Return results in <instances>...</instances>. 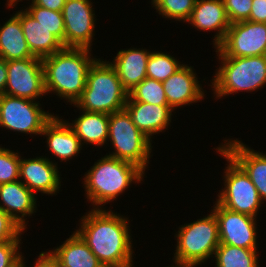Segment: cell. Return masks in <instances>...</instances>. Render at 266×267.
Here are the masks:
<instances>
[{"label": "cell", "instance_id": "obj_16", "mask_svg": "<svg viewBox=\"0 0 266 267\" xmlns=\"http://www.w3.org/2000/svg\"><path fill=\"white\" fill-rule=\"evenodd\" d=\"M223 142L218 146L245 171L266 203V152L256 151L238 138L224 139Z\"/></svg>", "mask_w": 266, "mask_h": 267}, {"label": "cell", "instance_id": "obj_25", "mask_svg": "<svg viewBox=\"0 0 266 267\" xmlns=\"http://www.w3.org/2000/svg\"><path fill=\"white\" fill-rule=\"evenodd\" d=\"M72 233L62 244L49 250L59 267H104L83 239L75 231Z\"/></svg>", "mask_w": 266, "mask_h": 267}, {"label": "cell", "instance_id": "obj_11", "mask_svg": "<svg viewBox=\"0 0 266 267\" xmlns=\"http://www.w3.org/2000/svg\"><path fill=\"white\" fill-rule=\"evenodd\" d=\"M4 94L33 101L45 97L47 94L42 58L7 61V84Z\"/></svg>", "mask_w": 266, "mask_h": 267}, {"label": "cell", "instance_id": "obj_33", "mask_svg": "<svg viewBox=\"0 0 266 267\" xmlns=\"http://www.w3.org/2000/svg\"><path fill=\"white\" fill-rule=\"evenodd\" d=\"M253 0H223L230 23L247 21Z\"/></svg>", "mask_w": 266, "mask_h": 267}, {"label": "cell", "instance_id": "obj_24", "mask_svg": "<svg viewBox=\"0 0 266 267\" xmlns=\"http://www.w3.org/2000/svg\"><path fill=\"white\" fill-rule=\"evenodd\" d=\"M13 14L2 25L0 23V57L5 61L36 57L31 53L25 40L20 10L14 11Z\"/></svg>", "mask_w": 266, "mask_h": 267}, {"label": "cell", "instance_id": "obj_19", "mask_svg": "<svg viewBox=\"0 0 266 267\" xmlns=\"http://www.w3.org/2000/svg\"><path fill=\"white\" fill-rule=\"evenodd\" d=\"M186 23L200 32L214 31V48L223 41L231 25L223 0H196L191 17Z\"/></svg>", "mask_w": 266, "mask_h": 267}, {"label": "cell", "instance_id": "obj_34", "mask_svg": "<svg viewBox=\"0 0 266 267\" xmlns=\"http://www.w3.org/2000/svg\"><path fill=\"white\" fill-rule=\"evenodd\" d=\"M25 232L8 214L0 209V242L22 241L21 235Z\"/></svg>", "mask_w": 266, "mask_h": 267}, {"label": "cell", "instance_id": "obj_32", "mask_svg": "<svg viewBox=\"0 0 266 267\" xmlns=\"http://www.w3.org/2000/svg\"><path fill=\"white\" fill-rule=\"evenodd\" d=\"M22 243L23 241L0 242V267H20Z\"/></svg>", "mask_w": 266, "mask_h": 267}, {"label": "cell", "instance_id": "obj_37", "mask_svg": "<svg viewBox=\"0 0 266 267\" xmlns=\"http://www.w3.org/2000/svg\"><path fill=\"white\" fill-rule=\"evenodd\" d=\"M252 22L266 23V0H253L248 19Z\"/></svg>", "mask_w": 266, "mask_h": 267}, {"label": "cell", "instance_id": "obj_17", "mask_svg": "<svg viewBox=\"0 0 266 267\" xmlns=\"http://www.w3.org/2000/svg\"><path fill=\"white\" fill-rule=\"evenodd\" d=\"M37 200V195L20 180L0 185V209L24 230L28 228L27 219L38 211Z\"/></svg>", "mask_w": 266, "mask_h": 267}, {"label": "cell", "instance_id": "obj_4", "mask_svg": "<svg viewBox=\"0 0 266 267\" xmlns=\"http://www.w3.org/2000/svg\"><path fill=\"white\" fill-rule=\"evenodd\" d=\"M128 92L123 88L115 68L102 57L89 67L86 87L73 104L78 110L111 114L123 110Z\"/></svg>", "mask_w": 266, "mask_h": 267}, {"label": "cell", "instance_id": "obj_36", "mask_svg": "<svg viewBox=\"0 0 266 267\" xmlns=\"http://www.w3.org/2000/svg\"><path fill=\"white\" fill-rule=\"evenodd\" d=\"M23 2L22 0H18L17 2H8L6 3V8L13 9L19 4L18 2ZM27 1V0H26ZM28 4L30 0H28ZM35 5L40 6L45 9L54 10L58 12H62L63 6L65 5L66 0H31Z\"/></svg>", "mask_w": 266, "mask_h": 267}, {"label": "cell", "instance_id": "obj_10", "mask_svg": "<svg viewBox=\"0 0 266 267\" xmlns=\"http://www.w3.org/2000/svg\"><path fill=\"white\" fill-rule=\"evenodd\" d=\"M214 49L217 57L266 55V23L249 20L232 23L223 41Z\"/></svg>", "mask_w": 266, "mask_h": 267}, {"label": "cell", "instance_id": "obj_27", "mask_svg": "<svg viewBox=\"0 0 266 267\" xmlns=\"http://www.w3.org/2000/svg\"><path fill=\"white\" fill-rule=\"evenodd\" d=\"M184 64L168 52L152 50L147 62V77L163 82Z\"/></svg>", "mask_w": 266, "mask_h": 267}, {"label": "cell", "instance_id": "obj_15", "mask_svg": "<svg viewBox=\"0 0 266 267\" xmlns=\"http://www.w3.org/2000/svg\"><path fill=\"white\" fill-rule=\"evenodd\" d=\"M194 66L184 64L174 74L162 82L168 106L176 111L181 107L204 101L207 91L202 88L201 81ZM206 92V94H205Z\"/></svg>", "mask_w": 266, "mask_h": 267}, {"label": "cell", "instance_id": "obj_9", "mask_svg": "<svg viewBox=\"0 0 266 267\" xmlns=\"http://www.w3.org/2000/svg\"><path fill=\"white\" fill-rule=\"evenodd\" d=\"M41 106L40 101L1 95L0 127L15 134L41 135L45 125L54 117V113L45 111Z\"/></svg>", "mask_w": 266, "mask_h": 267}, {"label": "cell", "instance_id": "obj_28", "mask_svg": "<svg viewBox=\"0 0 266 267\" xmlns=\"http://www.w3.org/2000/svg\"><path fill=\"white\" fill-rule=\"evenodd\" d=\"M127 101L168 105L162 82L148 77L128 92Z\"/></svg>", "mask_w": 266, "mask_h": 267}, {"label": "cell", "instance_id": "obj_8", "mask_svg": "<svg viewBox=\"0 0 266 267\" xmlns=\"http://www.w3.org/2000/svg\"><path fill=\"white\" fill-rule=\"evenodd\" d=\"M216 147L213 148L216 153L227 161L224 176L221 175L224 187L218 190L216 202L228 210L258 218L264 203L257 189L245 171L219 146Z\"/></svg>", "mask_w": 266, "mask_h": 267}, {"label": "cell", "instance_id": "obj_6", "mask_svg": "<svg viewBox=\"0 0 266 267\" xmlns=\"http://www.w3.org/2000/svg\"><path fill=\"white\" fill-rule=\"evenodd\" d=\"M174 234L177 243L172 259L178 265L202 267L213 259L220 245L218 222L212 211L196 221L180 225Z\"/></svg>", "mask_w": 266, "mask_h": 267}, {"label": "cell", "instance_id": "obj_12", "mask_svg": "<svg viewBox=\"0 0 266 267\" xmlns=\"http://www.w3.org/2000/svg\"><path fill=\"white\" fill-rule=\"evenodd\" d=\"M92 0H66L62 15L65 25L64 47L92 50L95 36V15Z\"/></svg>", "mask_w": 266, "mask_h": 267}, {"label": "cell", "instance_id": "obj_14", "mask_svg": "<svg viewBox=\"0 0 266 267\" xmlns=\"http://www.w3.org/2000/svg\"><path fill=\"white\" fill-rule=\"evenodd\" d=\"M25 158L21 156L19 180L35 195H57L61 188L62 177L58 162L46 156Z\"/></svg>", "mask_w": 266, "mask_h": 267}, {"label": "cell", "instance_id": "obj_2", "mask_svg": "<svg viewBox=\"0 0 266 267\" xmlns=\"http://www.w3.org/2000/svg\"><path fill=\"white\" fill-rule=\"evenodd\" d=\"M92 51L64 47L42 58L47 96L53 93L67 104H75L86 87L88 69L97 59Z\"/></svg>", "mask_w": 266, "mask_h": 267}, {"label": "cell", "instance_id": "obj_7", "mask_svg": "<svg viewBox=\"0 0 266 267\" xmlns=\"http://www.w3.org/2000/svg\"><path fill=\"white\" fill-rule=\"evenodd\" d=\"M108 130L107 146L110 142L109 150L113 148V151L106 155L135 164L145 172L153 156L154 142L134 125L125 108L109 114Z\"/></svg>", "mask_w": 266, "mask_h": 267}, {"label": "cell", "instance_id": "obj_1", "mask_svg": "<svg viewBox=\"0 0 266 267\" xmlns=\"http://www.w3.org/2000/svg\"><path fill=\"white\" fill-rule=\"evenodd\" d=\"M81 220V221H80ZM75 232L104 267H134L129 217L109 209H89ZM132 239V240H131Z\"/></svg>", "mask_w": 266, "mask_h": 267}, {"label": "cell", "instance_id": "obj_21", "mask_svg": "<svg viewBox=\"0 0 266 267\" xmlns=\"http://www.w3.org/2000/svg\"><path fill=\"white\" fill-rule=\"evenodd\" d=\"M151 50L130 47L120 49L110 64L115 68L123 88L129 92L147 77V62Z\"/></svg>", "mask_w": 266, "mask_h": 267}, {"label": "cell", "instance_id": "obj_13", "mask_svg": "<svg viewBox=\"0 0 266 267\" xmlns=\"http://www.w3.org/2000/svg\"><path fill=\"white\" fill-rule=\"evenodd\" d=\"M213 203L211 211L218 222L220 244L258 249V218L228 210L216 201Z\"/></svg>", "mask_w": 266, "mask_h": 267}, {"label": "cell", "instance_id": "obj_31", "mask_svg": "<svg viewBox=\"0 0 266 267\" xmlns=\"http://www.w3.org/2000/svg\"><path fill=\"white\" fill-rule=\"evenodd\" d=\"M16 151L0 145V185L19 180L22 154Z\"/></svg>", "mask_w": 266, "mask_h": 267}, {"label": "cell", "instance_id": "obj_30", "mask_svg": "<svg viewBox=\"0 0 266 267\" xmlns=\"http://www.w3.org/2000/svg\"><path fill=\"white\" fill-rule=\"evenodd\" d=\"M196 0H153L151 7L156 10L162 18L187 22L191 17Z\"/></svg>", "mask_w": 266, "mask_h": 267}, {"label": "cell", "instance_id": "obj_26", "mask_svg": "<svg viewBox=\"0 0 266 267\" xmlns=\"http://www.w3.org/2000/svg\"><path fill=\"white\" fill-rule=\"evenodd\" d=\"M258 249L220 244L213 258L214 267H261ZM259 259V260H258Z\"/></svg>", "mask_w": 266, "mask_h": 267}, {"label": "cell", "instance_id": "obj_39", "mask_svg": "<svg viewBox=\"0 0 266 267\" xmlns=\"http://www.w3.org/2000/svg\"><path fill=\"white\" fill-rule=\"evenodd\" d=\"M166 267H196V266H191V265H178V264L172 263L171 266L169 265V266H166Z\"/></svg>", "mask_w": 266, "mask_h": 267}, {"label": "cell", "instance_id": "obj_22", "mask_svg": "<svg viewBox=\"0 0 266 267\" xmlns=\"http://www.w3.org/2000/svg\"><path fill=\"white\" fill-rule=\"evenodd\" d=\"M82 111V112H81ZM81 112V113H80ZM78 118L69 122L64 119L78 136L83 148L84 145H92L106 148L109 137V114L79 111Z\"/></svg>", "mask_w": 266, "mask_h": 267}, {"label": "cell", "instance_id": "obj_40", "mask_svg": "<svg viewBox=\"0 0 266 267\" xmlns=\"http://www.w3.org/2000/svg\"><path fill=\"white\" fill-rule=\"evenodd\" d=\"M18 0H6V3L8 2H17Z\"/></svg>", "mask_w": 266, "mask_h": 267}, {"label": "cell", "instance_id": "obj_3", "mask_svg": "<svg viewBox=\"0 0 266 267\" xmlns=\"http://www.w3.org/2000/svg\"><path fill=\"white\" fill-rule=\"evenodd\" d=\"M100 158L84 173L82 180L85 197L93 209H106V204L117 201L132 184L144 182L146 174L130 162L108 155Z\"/></svg>", "mask_w": 266, "mask_h": 267}, {"label": "cell", "instance_id": "obj_29", "mask_svg": "<svg viewBox=\"0 0 266 267\" xmlns=\"http://www.w3.org/2000/svg\"><path fill=\"white\" fill-rule=\"evenodd\" d=\"M25 10L33 19L48 29L64 46L65 25L62 12L35 5L32 1Z\"/></svg>", "mask_w": 266, "mask_h": 267}, {"label": "cell", "instance_id": "obj_20", "mask_svg": "<svg viewBox=\"0 0 266 267\" xmlns=\"http://www.w3.org/2000/svg\"><path fill=\"white\" fill-rule=\"evenodd\" d=\"M125 109L134 125L152 141L154 135L164 133L171 126L173 114L176 113L168 105L138 101H126Z\"/></svg>", "mask_w": 266, "mask_h": 267}, {"label": "cell", "instance_id": "obj_38", "mask_svg": "<svg viewBox=\"0 0 266 267\" xmlns=\"http://www.w3.org/2000/svg\"><path fill=\"white\" fill-rule=\"evenodd\" d=\"M7 84V61L0 57V96L4 94Z\"/></svg>", "mask_w": 266, "mask_h": 267}, {"label": "cell", "instance_id": "obj_5", "mask_svg": "<svg viewBox=\"0 0 266 267\" xmlns=\"http://www.w3.org/2000/svg\"><path fill=\"white\" fill-rule=\"evenodd\" d=\"M216 59L219 65L208 84L215 100L238 92H255L266 86V55Z\"/></svg>", "mask_w": 266, "mask_h": 267}, {"label": "cell", "instance_id": "obj_23", "mask_svg": "<svg viewBox=\"0 0 266 267\" xmlns=\"http://www.w3.org/2000/svg\"><path fill=\"white\" fill-rule=\"evenodd\" d=\"M20 22L27 45L34 56L44 58L64 48L63 44L23 7L20 9Z\"/></svg>", "mask_w": 266, "mask_h": 267}, {"label": "cell", "instance_id": "obj_35", "mask_svg": "<svg viewBox=\"0 0 266 267\" xmlns=\"http://www.w3.org/2000/svg\"><path fill=\"white\" fill-rule=\"evenodd\" d=\"M23 255L24 253L21 257L20 267H27V265L25 264L26 259ZM29 267H59V263L57 259L48 250L39 253V256H37V258L35 259L33 266Z\"/></svg>", "mask_w": 266, "mask_h": 267}, {"label": "cell", "instance_id": "obj_18", "mask_svg": "<svg viewBox=\"0 0 266 267\" xmlns=\"http://www.w3.org/2000/svg\"><path fill=\"white\" fill-rule=\"evenodd\" d=\"M59 115L54 117L45 125L41 137H46L45 143L48 152L52 154L56 160L65 162L74 160L81 150H84L78 136L74 133L67 122ZM74 157V158H73Z\"/></svg>", "mask_w": 266, "mask_h": 267}]
</instances>
